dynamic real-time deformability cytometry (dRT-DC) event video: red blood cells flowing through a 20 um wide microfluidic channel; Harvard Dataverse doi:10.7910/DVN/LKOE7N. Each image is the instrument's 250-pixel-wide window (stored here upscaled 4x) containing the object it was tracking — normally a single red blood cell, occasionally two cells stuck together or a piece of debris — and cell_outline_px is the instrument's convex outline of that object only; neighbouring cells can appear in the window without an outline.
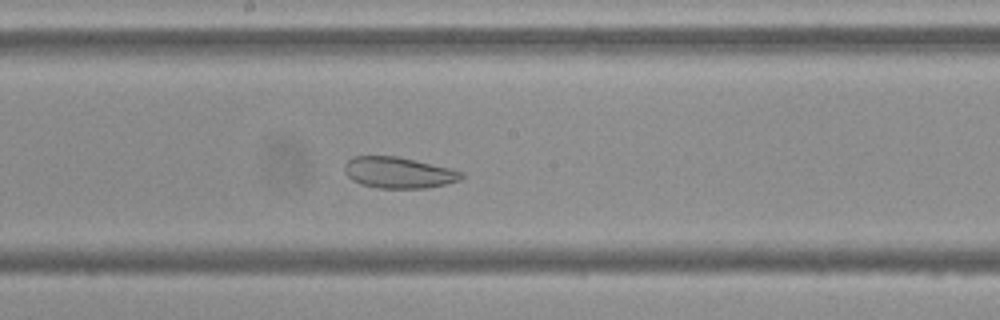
{"species": "Egyptian fruit bat (a non-hibernating species)", "species_latin": "Rousettus aegyptiacus", "temperature_condition": "cold", "stored_images_in_passage": 55, "camera_frame_rate_fps": 3000, "um_per_image_px": 0.085, "frame": {"image": 1, "passage_image": 29, "time_ms": 9.333, "image_size_px": [1000, 320], "cell_outline_px": [[464, 176], [460, 180], [444, 184], [424, 188], [376, 188], [360, 184], [352, 180], [348, 176], [344, 168], [344, 164], [352, 156], [396, 156], [448, 168], [464, 172]], "centroid_in_image_um": [33.84, 14.68], "position_along_channel_um": 214.4, "area_um2": 21.04}}
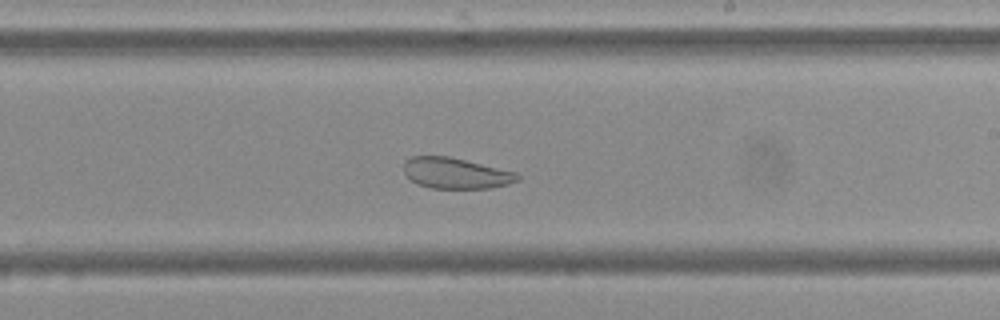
{"frame": {"image": 2, "passage_image": 32, "time_ms": 10.333, "image_size_px": [1000, 320], "cell_outline_px": [[520, 180], [508, 184], [492, 188], [432, 188], [416, 184], [404, 172], [404, 160], [412, 156], [448, 156], [516, 172], [520, 176]], "centroid_in_image_um": [38.74, 14.72], "position_along_channel_um": 250.3, "area_um2": 20.4}}
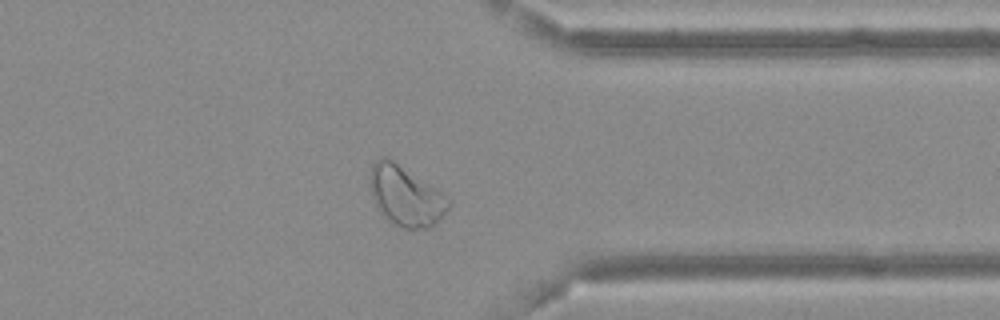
{"frame": {"image": 3, "passage_image": 43, "time_ms": 14.0, "image_size_px": [1000, 320], "cell_outline_px": [[452, 204], [436, 224], [428, 228], [400, 228], [384, 220], [376, 208], [368, 184], [368, 176], [372, 164], [380, 156], [384, 156], [392, 160], [436, 188], [448, 196], [452, 200]], "centroid_in_image_um": [34.45, 16.68], "position_along_channel_um": 377.0, "area_um2": 28.03}}